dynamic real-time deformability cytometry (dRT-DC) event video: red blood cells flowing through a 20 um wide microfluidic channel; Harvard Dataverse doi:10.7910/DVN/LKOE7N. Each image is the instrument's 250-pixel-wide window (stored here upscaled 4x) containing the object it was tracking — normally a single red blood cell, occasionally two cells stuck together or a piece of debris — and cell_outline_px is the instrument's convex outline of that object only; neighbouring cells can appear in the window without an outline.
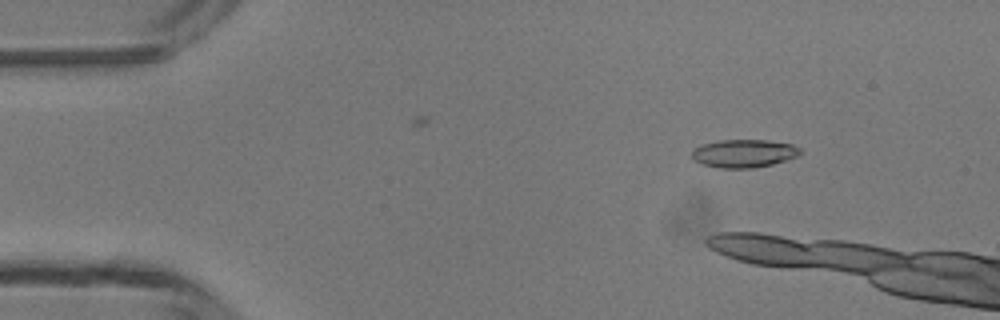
{"species": "common noctule bat (a hibernating species)", "species_latin": "Nyctalus noctula", "temperature_condition": "room temperature", "stored_images_in_passage": 4, "camera_frame_rate_fps": 3000, "um_per_image_px": 0.085, "animal": {"sex": "male", "body_mass_g": 13.3}, "frame": {"image": 1, "passage_image": 1, "time_ms": 0.0, "image_size_px": [1000, 320], "cell_outline_px": [[804, 152], [788, 160], [772, 164], [752, 168], [720, 168], [704, 164], [692, 160], [692, 152], [700, 144], [720, 140], [764, 140], [792, 144], [800, 148]], "centroid_in_image_um": [63.24, 13.04], "position_along_channel_um": 21.8, "area_um2": 17.74}}